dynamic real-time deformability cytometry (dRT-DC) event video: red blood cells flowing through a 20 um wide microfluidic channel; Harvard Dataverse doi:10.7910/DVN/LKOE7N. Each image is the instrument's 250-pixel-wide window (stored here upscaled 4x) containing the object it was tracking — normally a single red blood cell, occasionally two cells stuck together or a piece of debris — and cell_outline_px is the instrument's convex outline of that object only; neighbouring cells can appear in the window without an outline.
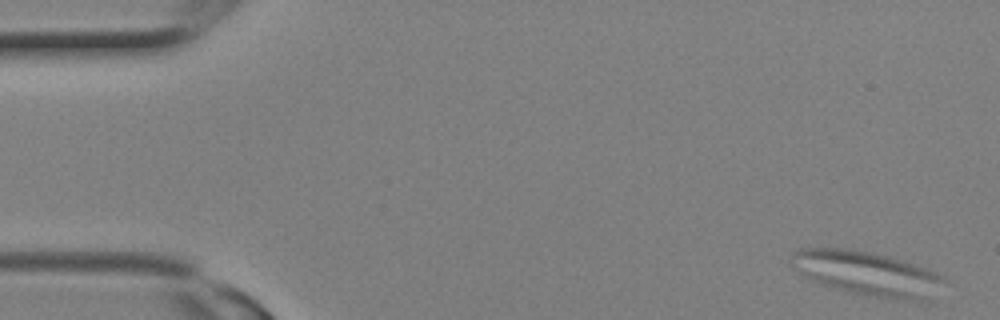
{"species": "Egyptian fruit bat (a non-hibernating species)", "species_latin": "Rousettus aegyptiacus", "temperature_condition": "room temperature", "stored_images_in_passage": 16, "camera_frame_rate_fps": 3000, "um_per_image_px": 0.085, "animal": {"sex": "female"}, "frame": {"image": 1, "passage_image": 1, "time_ms": 0.0, "image_size_px": [1000, 320], "cell_outline_px": [[948, 280], [932, 300], [924, 304], [892, 300], [848, 292], [812, 280], [804, 276], [800, 272], [792, 256], [792, 252], [796, 248], [848, 248], [888, 256], [936, 272], [944, 276]], "centroid_in_image_um": [73.87, 23.3], "position_along_channel_um": 11.1, "area_um2": 39.88}}
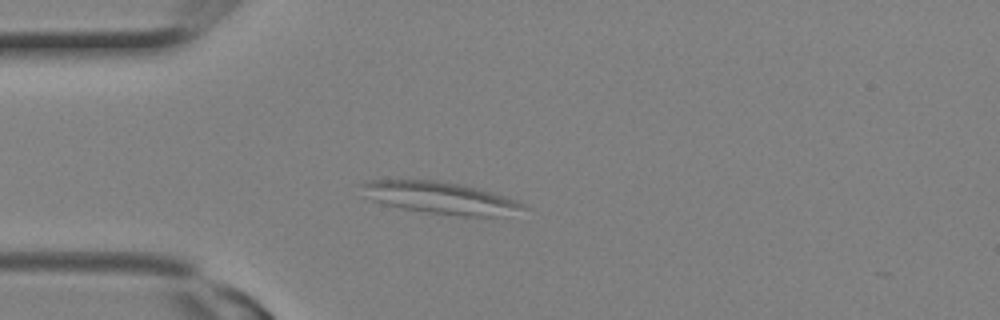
{"frame": {"image": 2, "passage_image": 7, "time_ms": 2.0, "image_size_px": [1000, 320], "cell_outline_px": [[528, 208], [496, 216], [460, 216], [428, 212], [400, 208], [384, 204], [372, 200], [364, 196], [360, 184], [364, 180], [436, 180], [464, 184], [504, 196], [516, 200], [524, 204]], "centroid_in_image_um": [37.36, 16.8], "position_along_channel_um": 47.6, "area_um2": 30.0}}
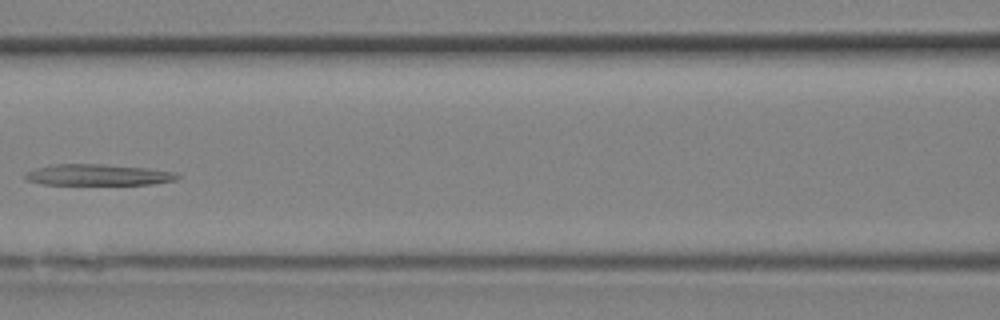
{"frame": {"image": 3, "passage_image": 12, "time_ms": 3.667, "image_size_px": [1000, 320], "cell_outline_px": [[180, 176], [176, 180], [152, 184], [44, 184], [28, 180], [24, 176], [28, 172], [36, 168], [56, 164], [100, 164], [148, 168], [176, 172]], "centroid_in_image_um": [8.39, 14.86], "position_along_channel_um": 158.2, "area_um2": 18.5}}